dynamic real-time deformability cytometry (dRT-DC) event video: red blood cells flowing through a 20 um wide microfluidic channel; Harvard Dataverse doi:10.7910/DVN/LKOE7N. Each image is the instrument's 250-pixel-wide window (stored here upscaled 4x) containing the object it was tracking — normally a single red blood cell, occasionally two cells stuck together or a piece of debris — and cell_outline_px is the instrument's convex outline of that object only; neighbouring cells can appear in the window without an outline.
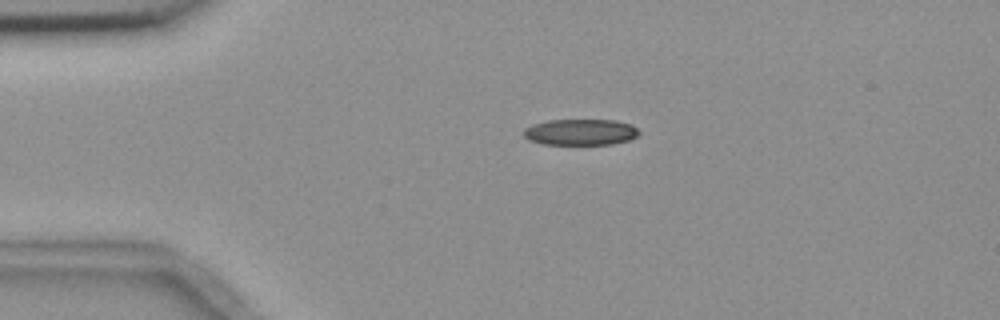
{"species": "common noctule bat (a hibernating species)", "species_latin": "Nyctalus noctula", "temperature_condition": "room temperature", "stored_images_in_passage": 2, "camera_frame_rate_fps": 3000, "um_per_image_px": 0.085, "animal": {"sex": "female", "body_mass_g": 18.4}, "frame": {"image": 1, "passage_image": 1, "time_ms": 0.0, "image_size_px": [1000, 320], "cell_outline_px": [[640, 132], [636, 136], [628, 140], [612, 144], [544, 144], [528, 140], [524, 136], [524, 128], [532, 124], [548, 120], [616, 120], [632, 124]], "centroid_in_image_um": [49.33, 11.22], "position_along_channel_um": 35.7, "area_um2": 17.57}}